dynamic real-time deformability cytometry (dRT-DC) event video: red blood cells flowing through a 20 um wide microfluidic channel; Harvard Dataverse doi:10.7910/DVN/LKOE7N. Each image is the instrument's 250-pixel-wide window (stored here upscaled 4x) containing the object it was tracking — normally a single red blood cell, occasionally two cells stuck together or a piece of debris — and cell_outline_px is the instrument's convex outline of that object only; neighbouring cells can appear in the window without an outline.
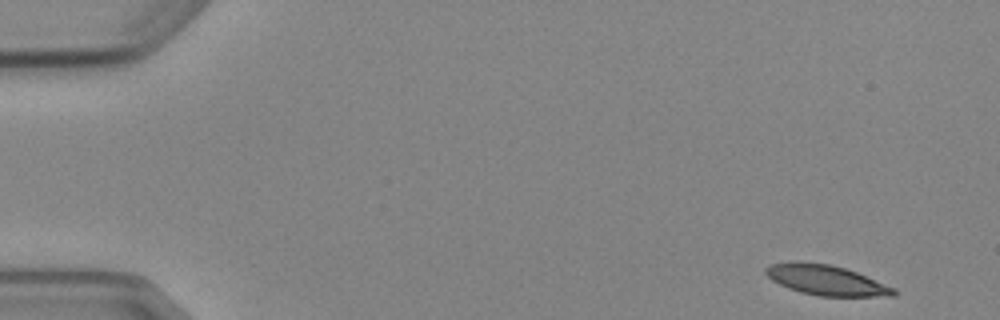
{"species": "Egyptian fruit bat (a non-hibernating species)", "species_latin": "Rousettus aegyptiacus", "temperature_condition": "cold", "stored_images_in_passage": 7, "camera_frame_rate_fps": 3000, "um_per_image_px": 0.085, "animal": {"sex": "female"}, "frame": {"image": 1, "passage_image": 1, "time_ms": 0.0, "image_size_px": [1000, 320], "cell_outline_px": [[896, 296], [820, 296], [800, 292], [788, 288], [772, 280], [764, 272], [764, 268], [772, 264], [792, 260], [796, 260], [832, 264], [856, 272], [896, 288]], "centroid_in_image_um": [70.2, 23.79], "position_along_channel_um": 14.8, "area_um2": 22.66}}
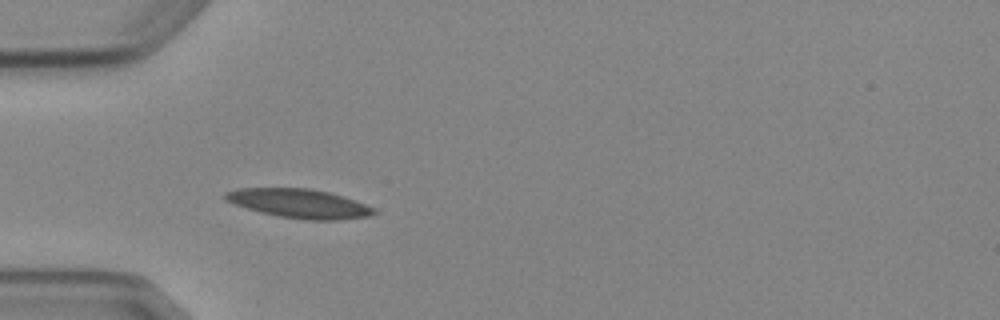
{"frame": {"image": 2, "passage_image": 4, "time_ms": 4.333, "image_size_px": [1000, 320], "cell_outline_px": [[376, 212], [368, 216], [340, 220], [304, 220], [280, 216], [260, 212], [224, 200], [224, 192], [236, 188], [308, 188], [328, 192], [344, 196], [376, 208]], "centroid_in_image_um": [25.44, 17.29], "position_along_channel_um": 59.6, "area_um2": 25.14}}
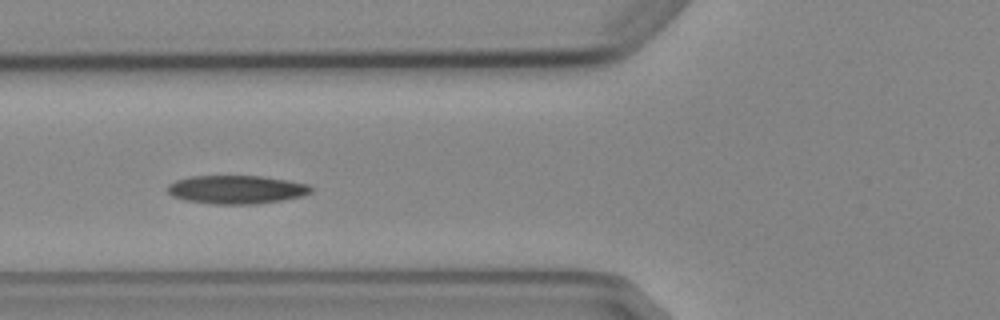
{"frame": {"image": 3, "passage_image": 5, "time_ms": 5.667, "image_size_px": [1000, 320], "cell_outline_px": [[312, 192], [304, 196], [256, 204], [212, 204], [184, 200], [172, 196], [168, 192], [168, 184], [176, 180], [188, 176], [260, 176], [308, 184], [312, 188]], "centroid_in_image_um": [20.07, 16.11], "position_along_channel_um": 105.7, "area_um2": 23.76}}